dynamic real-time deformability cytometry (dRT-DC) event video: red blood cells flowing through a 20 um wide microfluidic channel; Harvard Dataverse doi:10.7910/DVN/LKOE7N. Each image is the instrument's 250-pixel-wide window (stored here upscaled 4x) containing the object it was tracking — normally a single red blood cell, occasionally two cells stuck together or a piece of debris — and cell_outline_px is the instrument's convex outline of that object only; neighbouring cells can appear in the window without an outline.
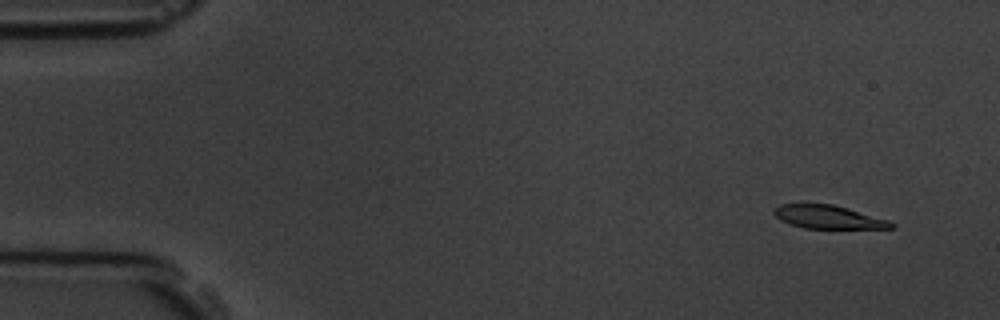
{"species": "common noctule bat (a hibernating species)", "species_latin": "Nyctalus noctula", "temperature_condition": "room temperature", "stored_images_in_passage": 8, "camera_frame_rate_fps": 3000, "um_per_image_px": 0.085, "animal": {"sex": "male", "body_mass_g": 19.5, "forearm_length_mm": 54.6}, "frame": {"image": 1, "passage_image": 2, "time_ms": 1.0, "image_size_px": [1000, 320], "cell_outline_px": [[896, 224], [892, 228], [804, 228], [788, 224], [780, 220], [772, 212], [772, 208], [780, 204], [832, 204], [848, 208], [888, 220]], "centroid_in_image_um": [70.35, 18.44], "position_along_channel_um": 14.7, "area_um2": 15.9}}
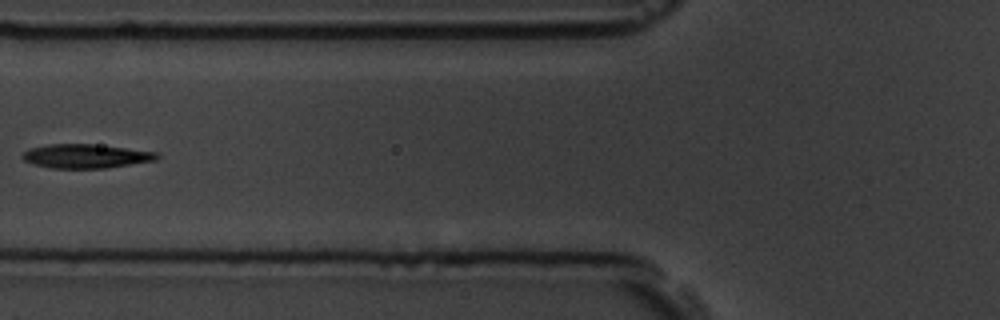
{"frame": {"image": 2, "passage_image": 7, "time_ms": 7.0, "image_size_px": [1000, 320], "cell_outline_px": [[160, 156], [156, 160], [108, 168], [52, 168], [32, 164], [24, 160], [20, 156], [28, 148], [48, 144], [92, 144], [156, 152]], "centroid_in_image_um": [7.25, 13.27], "position_along_channel_um": 118.5, "area_um2": 18.79}}
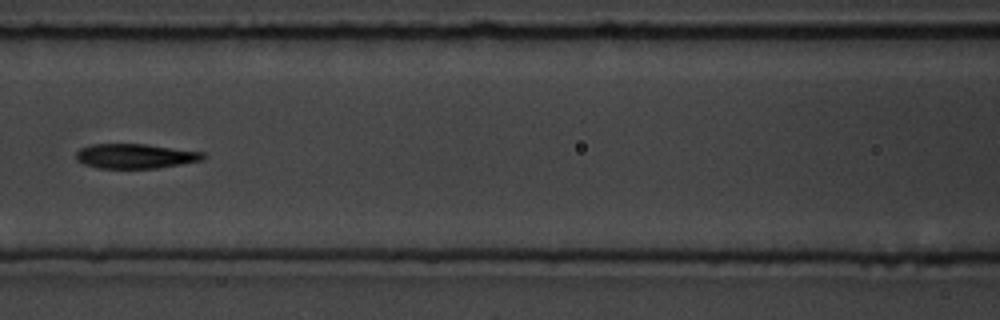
{"frame": {"image": 3, "passage_image": 8, "time_ms": 8.0, "image_size_px": [1000, 320], "cell_outline_px": [[208, 156], [204, 160], [156, 168], [96, 168], [84, 164], [76, 160], [76, 152], [80, 148], [92, 144], [144, 144], [204, 152]], "centroid_in_image_um": [11.51, 13.27], "position_along_channel_um": 155.1, "area_um2": 18.32}}